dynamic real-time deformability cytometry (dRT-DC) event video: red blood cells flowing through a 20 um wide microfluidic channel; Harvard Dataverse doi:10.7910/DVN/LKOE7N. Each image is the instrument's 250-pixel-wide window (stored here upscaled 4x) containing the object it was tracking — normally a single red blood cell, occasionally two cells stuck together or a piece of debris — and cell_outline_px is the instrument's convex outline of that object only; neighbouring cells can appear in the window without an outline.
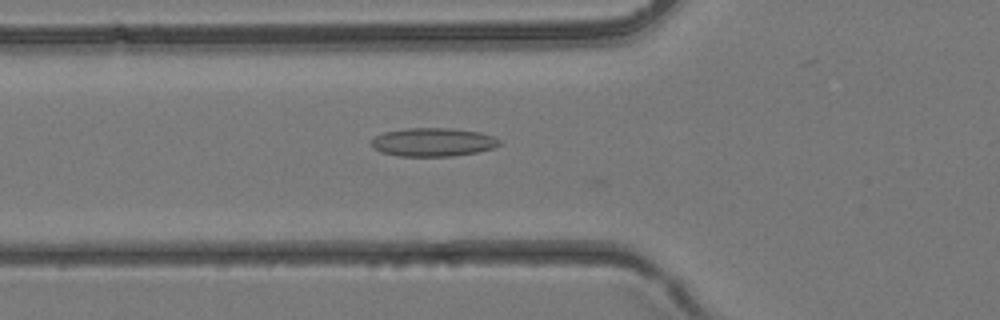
{"species": "common noctule bat (a hibernating species)", "species_latin": "Nyctalus noctula", "temperature_condition": "room temperature", "stored_images_in_passage": 34, "camera_frame_rate_fps": 3000, "um_per_image_px": 0.085, "animal": {"sex": "female", "body_mass_g": 24.6, "forearm_length_mm": 56.2}, "frame": {"image": 1, "passage_image": 15, "time_ms": 4.667, "image_size_px": [1000, 320], "cell_outline_px": [[500, 144], [492, 148], [476, 152], [452, 156], [396, 156], [380, 152], [372, 148], [372, 140], [376, 136], [384, 132], [408, 128], [452, 128], [480, 132], [496, 136], [500, 140]], "centroid_in_image_um": [36.81, 12.08], "position_along_channel_um": 89.0, "area_um2": 21.33}}
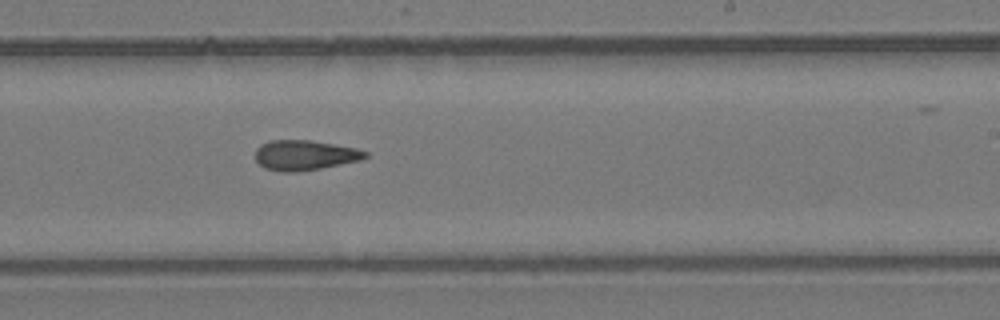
{"frame": {"image": 2, "passage_image": 25, "time_ms": 8.0, "image_size_px": [1000, 320], "cell_outline_px": [[368, 156], [360, 160], [320, 168], [292, 172], [280, 172], [264, 168], [256, 160], [256, 148], [260, 144], [268, 140], [312, 140], [356, 148], [368, 152]], "centroid_in_image_um": [25.88, 13.18], "position_along_channel_um": 263.1, "area_um2": 19.25}}
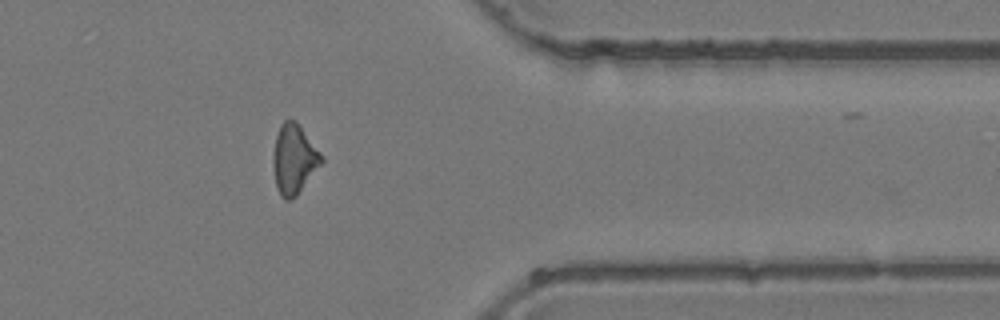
{"frame": {"image": 3, "passage_image": 33, "time_ms": 10.667, "image_size_px": [1000, 320], "cell_outline_px": [[324, 160], [296, 196], [292, 200], [284, 200], [280, 196], [276, 184], [272, 160], [272, 156], [276, 136], [280, 124], [284, 120], [296, 120]], "centroid_in_image_um": [24.95, 13.54], "position_along_channel_um": 386.4, "area_um2": 19.25}}